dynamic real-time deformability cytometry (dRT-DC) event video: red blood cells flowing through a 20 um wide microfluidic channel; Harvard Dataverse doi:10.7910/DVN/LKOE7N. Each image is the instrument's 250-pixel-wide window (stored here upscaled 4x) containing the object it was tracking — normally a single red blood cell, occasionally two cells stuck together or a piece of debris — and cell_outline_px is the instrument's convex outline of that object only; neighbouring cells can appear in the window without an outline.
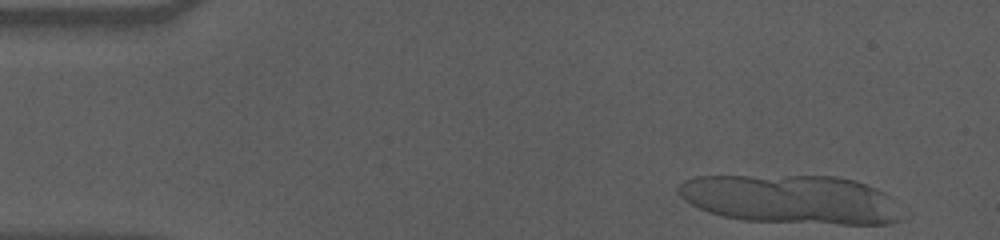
{"species": "human", "species_latin": "Homo sapiens", "temperature_condition": "cold", "stored_images_in_passage": 12, "camera_frame_rate_fps": 3000, "um_per_image_px": 0.085, "donor": {"sex": "male"}, "frame": {"image": 1, "passage_image": 1, "time_ms": 0.0, "image_size_px": [1000, 240], "cell_outline_px": [[900, 220], [888, 224], [840, 224], [744, 220], [724, 216], [708, 212], [684, 200], [676, 192], [676, 188], [684, 180], [696, 176], [836, 176], [856, 180], [876, 188], [884, 192], [888, 196]], "centroid_in_image_um": [67.16, 16.93], "position_along_channel_um": 17.8, "area_um2": 63.18}}